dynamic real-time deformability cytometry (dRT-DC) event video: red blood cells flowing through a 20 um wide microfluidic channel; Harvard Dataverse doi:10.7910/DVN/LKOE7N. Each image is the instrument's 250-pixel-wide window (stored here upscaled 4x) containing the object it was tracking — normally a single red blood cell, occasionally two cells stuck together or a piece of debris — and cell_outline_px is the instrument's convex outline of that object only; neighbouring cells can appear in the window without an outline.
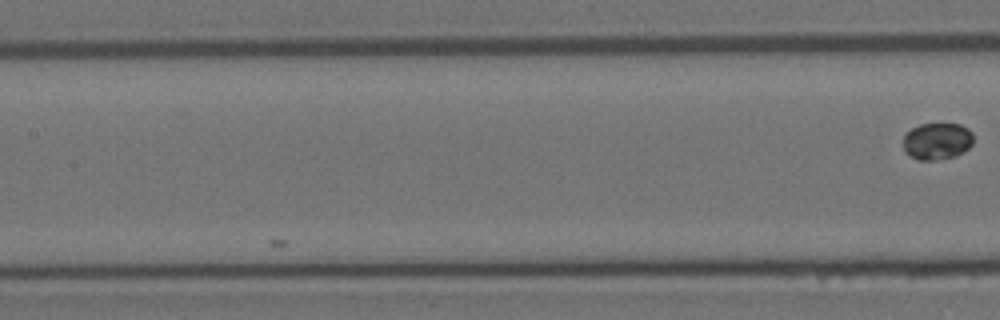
{"species": "Egyptian fruit bat (a non-hibernating species)", "species_latin": "Rousettus aegyptiacus", "temperature_condition": "room temperature", "stored_images_in_passage": 4, "camera_frame_rate_fps": 3000, "um_per_image_px": 0.085, "animal": {"sex": "female"}, "frame": {"image": 1, "passage_image": 4, "time_ms": 1.0, "image_size_px": [1000, 320], "cell_outline_px": [[972, 144], [964, 152], [956, 156], [936, 160], [916, 160], [904, 152], [904, 132], [920, 124], [960, 124], [968, 128], [972, 132]], "centroid_in_image_um": [79.63, 12.0], "position_along_channel_um": 127.8, "area_um2": 15.26}}